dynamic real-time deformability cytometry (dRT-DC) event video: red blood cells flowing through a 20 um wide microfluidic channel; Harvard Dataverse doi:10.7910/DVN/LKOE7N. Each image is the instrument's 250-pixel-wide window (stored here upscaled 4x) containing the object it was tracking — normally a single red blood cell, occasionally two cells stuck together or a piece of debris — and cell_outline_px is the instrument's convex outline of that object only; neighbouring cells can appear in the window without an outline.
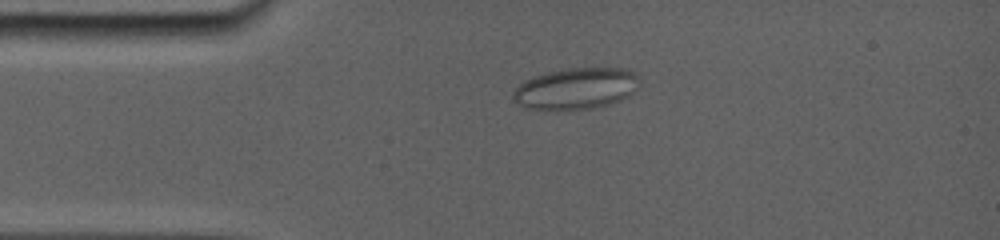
{"species": "common noctule bat (a hibernating species)", "species_latin": "Nyctalus noctula", "temperature_condition": "room temperature", "stored_images_in_passage": 39, "camera_frame_rate_fps": 5000, "um_per_image_px": 0.085, "animal": {"sex": "female", "body_mass_g": 19.0, "forearm_length_mm": 56.7}, "frame": {"image": 1, "passage_image": 2, "time_ms": 0.8, "image_size_px": [1000, 240], "cell_outline_px": [[640, 88], [628, 96], [620, 100], [608, 104], [588, 108], [528, 108], [516, 104], [512, 100], [512, 92], [524, 80], [548, 72], [568, 68], [628, 68], [636, 72], [640, 84]], "centroid_in_image_um": [49.0, 7.49], "position_along_channel_um": 36.0, "area_um2": 30.23}}
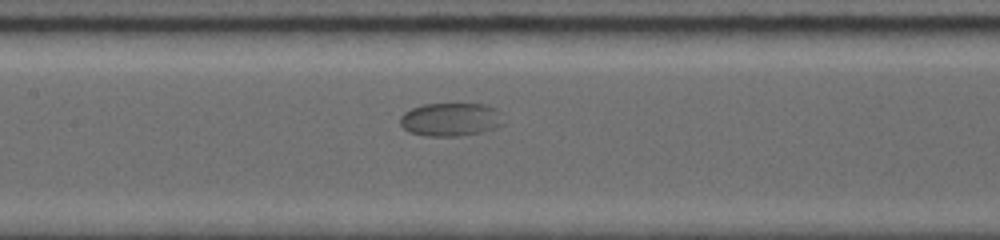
{"frame": {"image": 2, "passage_image": 12, "time_ms": 5.2, "image_size_px": [1000, 240], "cell_outline_px": [[496, 124], [476, 132], [452, 136], [432, 136], [412, 132], [404, 128], [400, 124], [400, 116], [404, 112], [412, 108], [424, 104], [484, 104], [496, 108]], "centroid_in_image_um": [38.12, 10.12], "position_along_channel_um": 169.3, "area_um2": 18.79}}
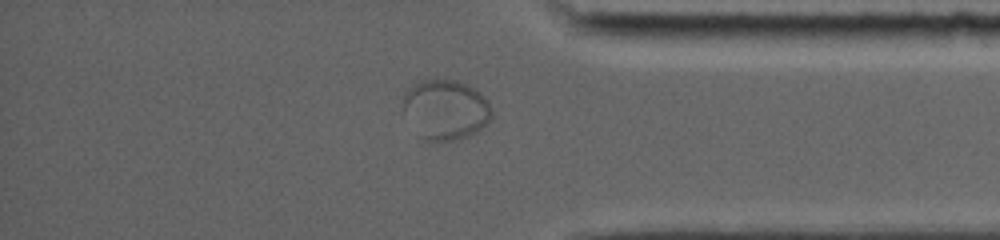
{"frame": {"image": 3, "passage_image": 30, "time_ms": 11.6, "image_size_px": [1000, 240], "cell_outline_px": [[492, 116], [488, 124], [476, 132], [460, 140], [424, 140], [400, 116], [400, 112], [404, 96], [408, 88], [412, 84], [420, 80], [456, 80], [468, 84], [480, 92], [488, 100], [492, 108]], "centroid_in_image_um": [37.83, 9.32], "position_along_channel_um": 397.4, "area_um2": 31.91}}